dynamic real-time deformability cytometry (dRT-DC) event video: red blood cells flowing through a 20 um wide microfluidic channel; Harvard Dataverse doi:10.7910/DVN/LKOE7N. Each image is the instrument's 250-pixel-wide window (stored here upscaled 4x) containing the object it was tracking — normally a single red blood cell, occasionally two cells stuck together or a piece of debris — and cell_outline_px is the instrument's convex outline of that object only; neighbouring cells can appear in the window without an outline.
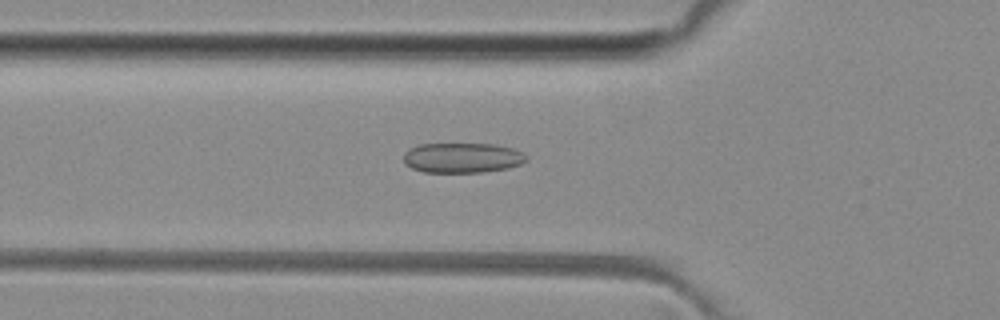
{"species": "common noctule bat (a hibernating species)", "species_latin": "Nyctalus noctula", "temperature_condition": "room temperature", "stored_images_in_passage": 50, "camera_frame_rate_fps": 3000, "um_per_image_px": 0.085, "animal": {"sex": "female", "body_mass_g": 29.2, "forearm_length_mm": 56.3}, "frame": {"image": 1, "passage_image": 17, "time_ms": 5.333, "image_size_px": [1000, 320], "cell_outline_px": [[528, 160], [520, 164], [508, 168], [484, 172], [424, 172], [412, 168], [404, 164], [404, 152], [420, 144], [496, 144], [512, 148], [528, 156]], "centroid_in_image_um": [39.31, 13.41], "position_along_channel_um": 86.5, "area_um2": 21.5}}
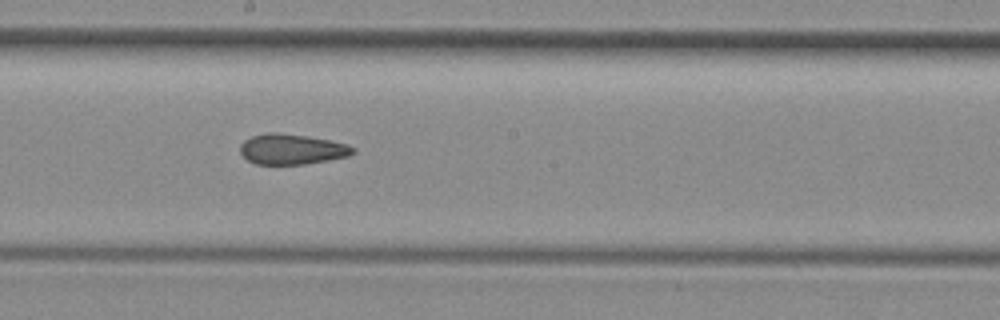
{"frame": {"image": 2, "passage_image": 27, "time_ms": 8.667, "image_size_px": [1000, 320], "cell_outline_px": [[356, 152], [348, 156], [328, 160], [304, 164], [256, 164], [248, 160], [240, 152], [240, 144], [244, 140], [252, 136], [268, 132], [276, 132], [308, 136], [332, 140], [348, 144], [356, 148]], "centroid_in_image_um": [24.83, 12.67], "position_along_channel_um": 223.4, "area_um2": 20.11}}
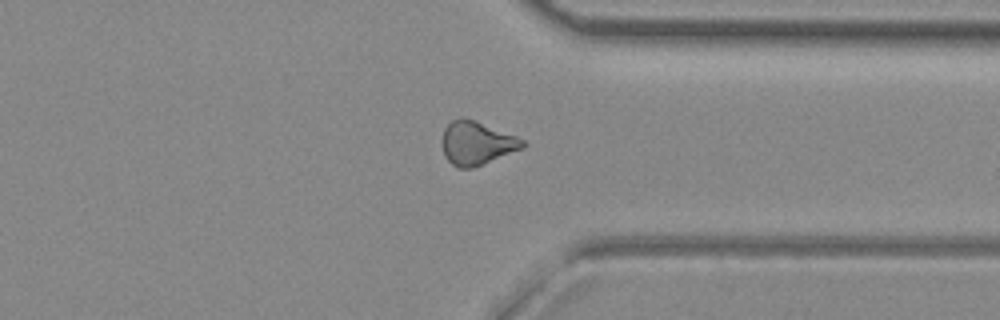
{"frame": {"image": 3, "passage_image": 38, "time_ms": 12.333, "image_size_px": [1000, 320], "cell_outline_px": [[528, 144], [524, 148], [472, 168], [460, 168], [452, 164], [444, 156], [444, 128], [452, 120], [464, 116], [516, 136], [524, 140]], "centroid_in_image_um": [40.55, 12.16], "position_along_channel_um": 370.8, "area_um2": 20.17}, "authors_computed_cell_mechanics": {"area_um2": 20.6924, "velocity_mm_per_s": 4.1021, "shape_relaxation_time_tau1_ms": null, "shape_relaxation_time_tau2_ms": 2.5176, "deformation_change_tau1": null, "deformation_change_tau2": 0.0981}}